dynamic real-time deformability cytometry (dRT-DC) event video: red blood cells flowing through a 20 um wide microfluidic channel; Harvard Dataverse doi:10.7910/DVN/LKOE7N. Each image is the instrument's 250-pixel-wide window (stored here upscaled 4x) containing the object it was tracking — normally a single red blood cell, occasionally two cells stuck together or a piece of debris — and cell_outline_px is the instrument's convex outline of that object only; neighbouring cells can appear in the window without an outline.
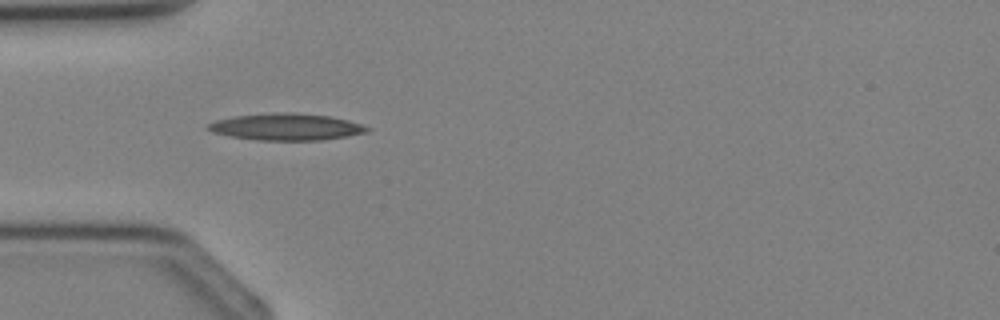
{"species": "Egyptian fruit bat (a non-hibernating species)", "species_latin": "Rousettus aegyptiacus", "temperature_condition": "cold", "stored_images_in_passage": 2, "camera_frame_rate_fps": 3000, "um_per_image_px": 0.085, "animal": {"sex": "female"}, "frame": {"image": 1, "passage_image": 2, "time_ms": 1.0, "image_size_px": [1000, 320], "cell_outline_px": [[372, 128], [368, 132], [348, 136], [324, 140], [256, 140], [232, 136], [212, 132], [204, 128], [208, 124], [216, 120], [236, 116], [276, 112], [292, 112], [328, 116], [348, 120]], "centroid_in_image_um": [24.35, 10.78], "position_along_channel_um": 60.7, "area_um2": 24.8}}